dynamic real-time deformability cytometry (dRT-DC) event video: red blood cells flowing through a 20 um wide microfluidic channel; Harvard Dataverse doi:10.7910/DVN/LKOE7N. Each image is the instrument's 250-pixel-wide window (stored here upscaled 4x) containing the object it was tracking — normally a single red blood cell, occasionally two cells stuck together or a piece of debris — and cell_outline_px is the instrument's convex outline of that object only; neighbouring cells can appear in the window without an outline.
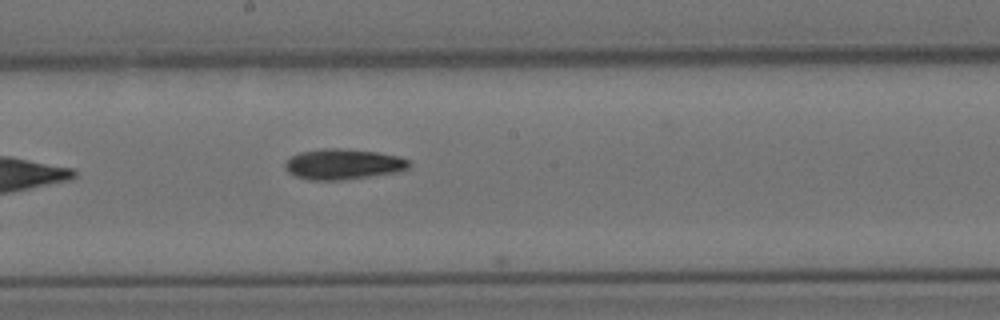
{"species": "Egyptian fruit bat (a non-hibernating species)", "species_latin": "Rousettus aegyptiacus", "temperature_condition": "cold", "stored_images_in_passage": 9, "camera_frame_rate_fps": 3000, "um_per_image_px": 0.085, "animal": {"sex": "female"}, "frame": {"image": 1, "passage_image": 9, "time_ms": 10.333, "image_size_px": [1000, 320], "cell_outline_px": [[408, 168], [396, 172], [340, 180], [308, 180], [296, 176], [288, 172], [284, 168], [284, 164], [292, 156], [300, 152], [320, 148], [340, 148], [380, 152], [400, 156], [408, 160]], "centroid_in_image_um": [29.14, 13.94], "position_along_channel_um": 219.1, "area_um2": 22.02}}